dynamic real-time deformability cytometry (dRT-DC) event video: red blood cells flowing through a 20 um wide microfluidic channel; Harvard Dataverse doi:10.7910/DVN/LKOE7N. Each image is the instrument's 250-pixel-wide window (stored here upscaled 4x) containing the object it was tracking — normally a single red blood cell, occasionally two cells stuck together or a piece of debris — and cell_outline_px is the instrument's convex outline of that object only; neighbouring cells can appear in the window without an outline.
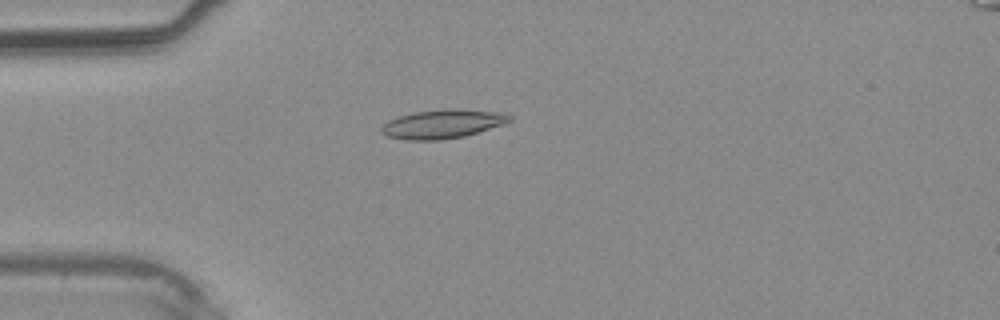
{"species": "common noctule bat (a hibernating species)", "species_latin": "Nyctalus noctula", "temperature_condition": "warm", "stored_images_in_passage": 30, "camera_frame_rate_fps": 3000, "um_per_image_px": 0.085, "animal": {"sex": "male", "body_mass_g": 20.4}, "frame": {"image": 1, "passage_image": 2, "time_ms": 0.333, "image_size_px": [1000, 320], "cell_outline_px": [[512, 120], [504, 124], [464, 136], [440, 140], [408, 140], [388, 136], [380, 132], [380, 128], [388, 120], [400, 116], [416, 112], [452, 108], [460, 108], [492, 112], [512, 116]], "centroid_in_image_um": [37.59, 10.54], "position_along_channel_um": 47.4, "area_um2": 21.27}}
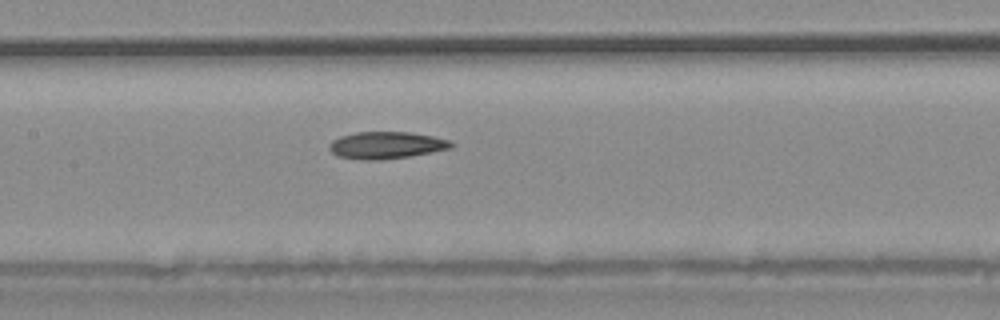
{"frame": {"image": 2, "passage_image": 10, "time_ms": 3.0, "image_size_px": [1000, 320], "cell_outline_px": [[452, 148], [412, 156], [380, 160], [360, 160], [336, 156], [328, 148], [328, 144], [332, 140], [340, 136], [356, 132], [408, 132], [432, 136], [448, 140], [452, 144]], "centroid_in_image_um": [32.78, 12.35], "position_along_channel_um": 174.6, "area_um2": 19.31}}
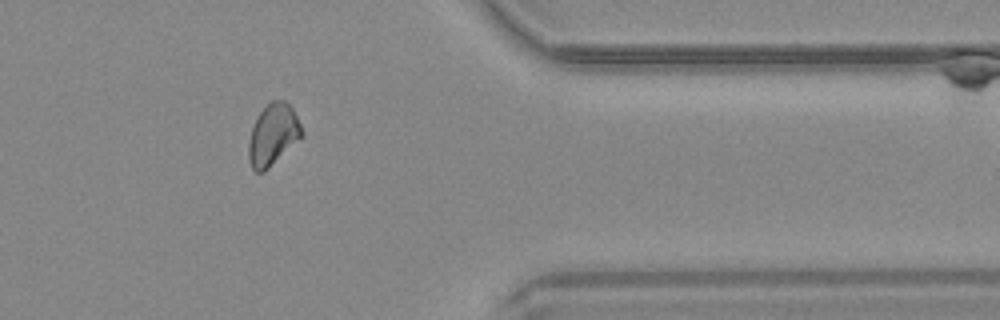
{"frame": {"image": 3, "passage_image": 23, "time_ms": 7.333, "image_size_px": [1000, 320], "cell_outline_px": [[304, 136], [264, 172], [256, 172], [252, 168], [248, 160], [248, 144], [252, 128], [260, 112], [272, 100], [284, 100], [292, 108], [304, 132]], "centroid_in_image_um": [23.21, 11.48], "position_along_channel_um": 388.2, "area_um2": 18.96}}